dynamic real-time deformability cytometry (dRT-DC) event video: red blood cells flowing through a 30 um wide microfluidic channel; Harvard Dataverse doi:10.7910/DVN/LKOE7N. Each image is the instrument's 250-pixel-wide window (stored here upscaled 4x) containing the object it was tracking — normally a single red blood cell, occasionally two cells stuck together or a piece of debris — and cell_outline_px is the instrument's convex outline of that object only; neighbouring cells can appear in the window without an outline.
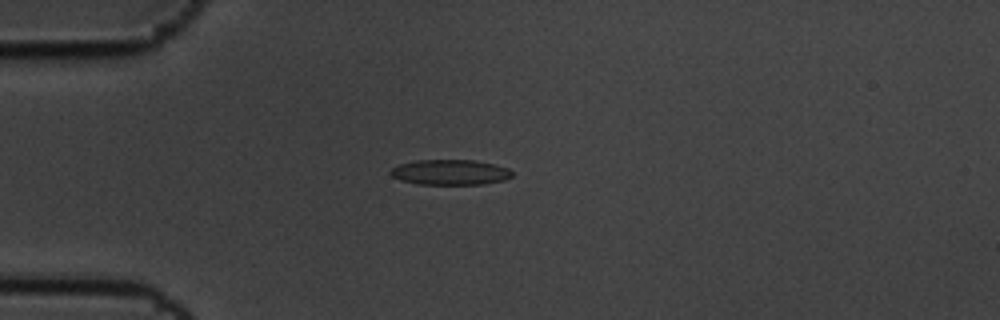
{"species": "common noctule bat (a hibernating species)", "species_latin": "Nyctalus noctula", "temperature_condition": "cold", "stored_images_in_passage": 5, "camera_frame_rate_fps": 3000, "um_per_image_px": 0.085, "animal": {"sex": "male", "body_mass_g": 19.5, "forearm_length_mm": 54.6}, "frame": {"image": 1, "passage_image": 1, "time_ms": 0.0, "image_size_px": [1000, 320], "cell_outline_px": [[512, 176], [504, 180], [484, 184], [416, 184], [400, 180], [392, 176], [388, 172], [392, 168], [400, 164], [416, 160], [476, 160], [508, 168], [512, 172]], "centroid_in_image_um": [38.24, 14.64], "position_along_channel_um": 46.8, "area_um2": 17.92}}
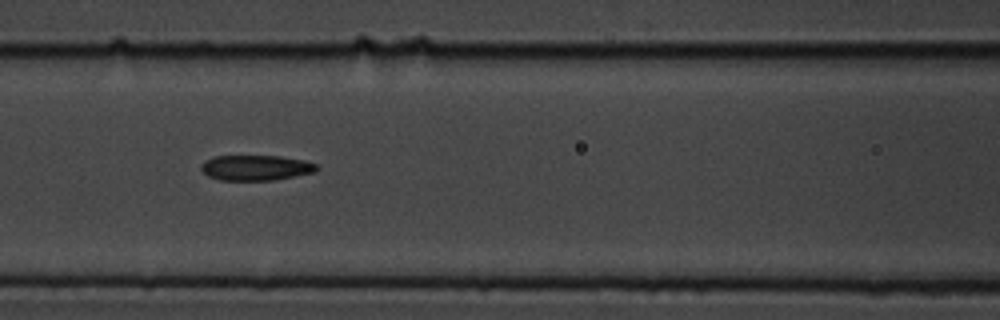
{"frame": {"image": 2, "passage_image": 4, "time_ms": 1.0, "image_size_px": [1000, 320], "cell_outline_px": [[320, 168], [316, 172], [272, 180], [220, 180], [208, 176], [200, 168], [204, 160], [212, 156], [280, 156], [304, 160], [316, 164]], "centroid_in_image_um": [21.75, 14.25], "position_along_channel_um": 144.9, "area_um2": 17.11}}
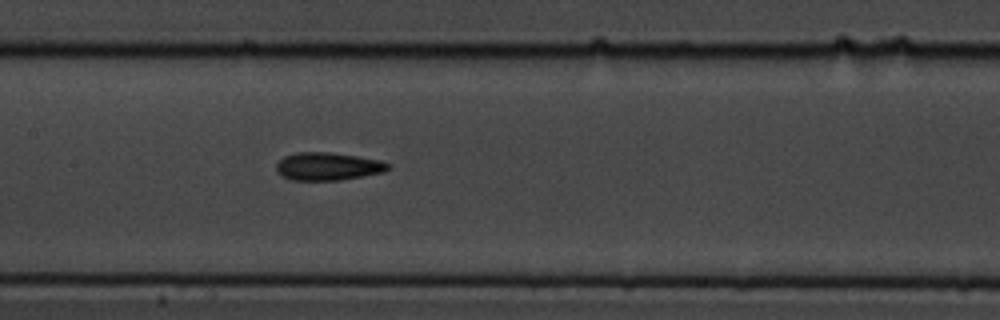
{"frame": {"image": 3, "passage_image": 5, "time_ms": 1.333, "image_size_px": [1000, 320], "cell_outline_px": [[392, 164], [384, 172], [340, 180], [292, 180], [280, 176], [276, 172], [276, 164], [284, 156], [296, 152], [328, 152], [356, 156], [380, 160]], "centroid_in_image_um": [27.84, 14.14], "position_along_channel_um": 179.6, "area_um2": 18.21}}